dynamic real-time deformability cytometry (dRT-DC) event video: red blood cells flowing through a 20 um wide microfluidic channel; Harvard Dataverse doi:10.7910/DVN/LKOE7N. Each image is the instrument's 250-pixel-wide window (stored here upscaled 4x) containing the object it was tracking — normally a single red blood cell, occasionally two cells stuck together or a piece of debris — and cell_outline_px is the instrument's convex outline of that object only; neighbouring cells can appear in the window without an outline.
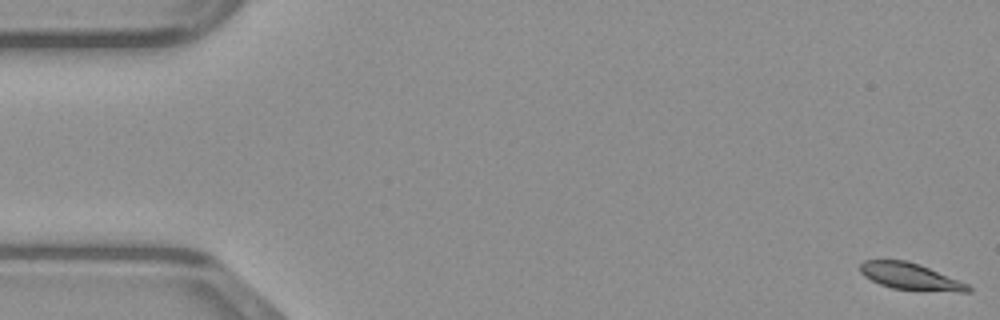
{"species": "common noctule bat (a hibernating species)", "species_latin": "Nyctalus noctula", "temperature_condition": "warm", "stored_images_in_passage": 49, "camera_frame_rate_fps": 3000, "um_per_image_px": 0.085, "animal": {"sex": "male", "body_mass_g": 23.1, "forearm_length_mm": 52.7}, "frame": {"image": 1, "passage_image": 1, "time_ms": 0.0, "image_size_px": [1000, 320], "cell_outline_px": [[972, 292], [960, 292], [892, 288], [880, 284], [864, 276], [860, 272], [860, 264], [864, 260], [904, 260], [920, 264], [968, 284], [972, 288]], "centroid_in_image_um": [77.38, 23.49], "position_along_channel_um": 7.6, "area_um2": 16.59}}
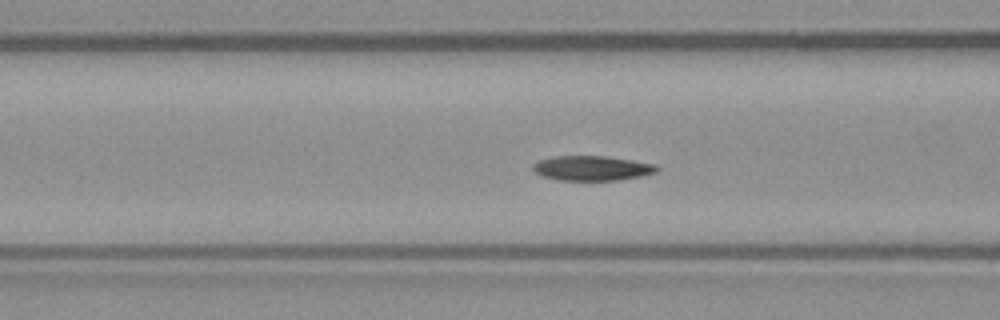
{"frame": {"image": 2, "passage_image": 19, "time_ms": 6.0, "image_size_px": [1000, 320], "cell_outline_px": [[660, 168], [656, 172], [644, 176], [620, 180], [560, 180], [540, 176], [532, 168], [532, 164], [540, 160], [556, 156], [608, 156], [656, 164]], "centroid_in_image_um": [50.36, 14.3], "position_along_channel_um": 116.2, "area_um2": 18.03}}
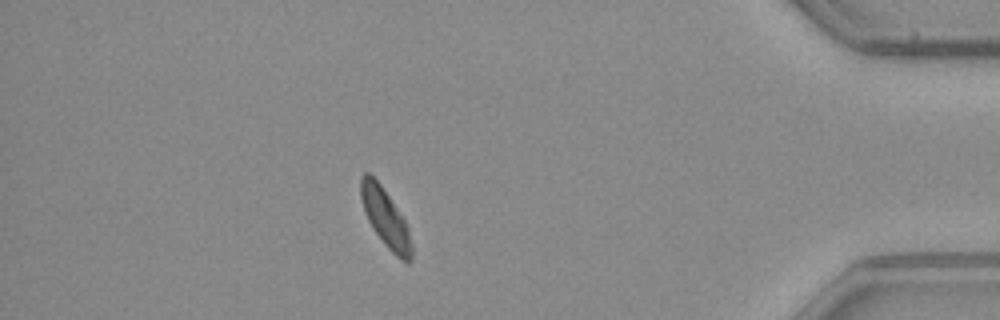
{"frame": {"image": 3, "passage_image": 43, "time_ms": 14.0, "image_size_px": [1000, 320], "cell_outline_px": [[412, 260], [408, 264], [400, 260], [384, 244], [372, 228], [368, 220], [360, 196], [360, 176], [364, 172], [368, 172], [380, 184], [404, 220], [408, 228], [412, 244]], "centroid_in_image_um": [32.76, 18.56], "position_along_channel_um": 402.4, "area_um2": 17.05}}